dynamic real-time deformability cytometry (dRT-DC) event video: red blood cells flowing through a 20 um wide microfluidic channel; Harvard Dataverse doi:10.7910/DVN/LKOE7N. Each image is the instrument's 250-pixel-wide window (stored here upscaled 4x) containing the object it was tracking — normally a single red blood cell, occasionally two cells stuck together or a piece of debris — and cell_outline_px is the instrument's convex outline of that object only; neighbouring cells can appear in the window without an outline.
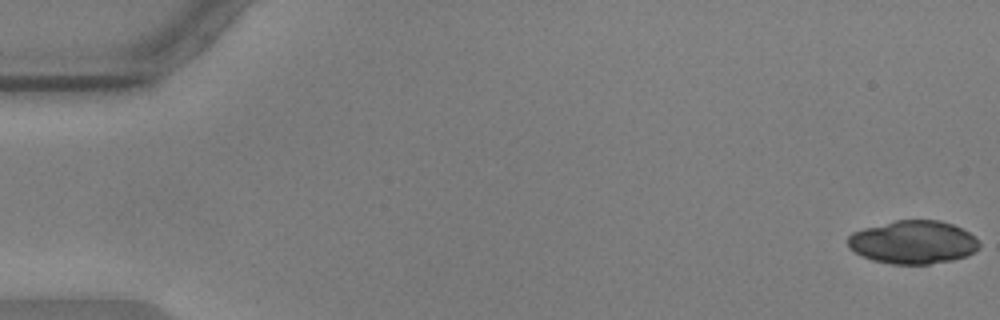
{"species": "common noctule bat (a hibernating species)", "species_latin": "Nyctalus noctula", "temperature_condition": "warm", "stored_images_in_passage": 56, "camera_frame_rate_fps": 3000, "um_per_image_px": 0.085, "animal": {"sex": "male", "body_mass_g": 17.9, "forearm_length_mm": 54.2}, "frame": {"image": 1, "passage_image": 1, "time_ms": 0.0, "image_size_px": [1000, 320], "cell_outline_px": [[980, 248], [964, 256], [952, 260], [928, 264], [892, 264], [872, 260], [848, 248], [848, 236], [852, 232], [864, 228], [896, 220], [940, 220], [952, 224], [968, 232], [980, 244]], "centroid_in_image_um": [77.59, 20.58], "position_along_channel_um": 7.4, "area_um2": 32.83}}